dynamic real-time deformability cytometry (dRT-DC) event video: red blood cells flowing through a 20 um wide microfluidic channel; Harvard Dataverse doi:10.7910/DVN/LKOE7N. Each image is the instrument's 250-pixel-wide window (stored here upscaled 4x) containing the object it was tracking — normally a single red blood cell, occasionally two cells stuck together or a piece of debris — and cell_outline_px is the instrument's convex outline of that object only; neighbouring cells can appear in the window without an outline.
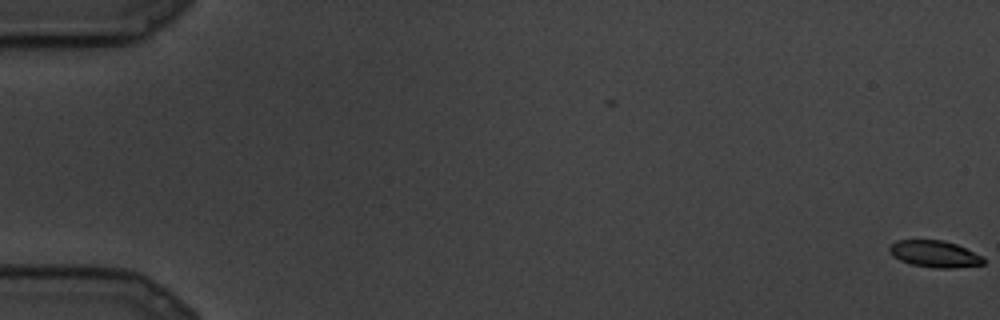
{"species": "common noctule bat (a hibernating species)", "species_latin": "Nyctalus noctula", "temperature_condition": "cold", "stored_images_in_passage": 3, "camera_frame_rate_fps": 3000, "um_per_image_px": 0.085, "animal": {"sex": "male", "body_mass_g": 19.5, "forearm_length_mm": 54.6}, "frame": {"image": 1, "passage_image": 3, "time_ms": 0.667, "image_size_px": [1000, 320], "cell_outline_px": [[984, 264], [956, 268], [932, 268], [912, 264], [900, 260], [892, 256], [888, 252], [888, 248], [896, 240], [944, 240], [956, 244], [984, 256]], "centroid_in_image_um": [79.45, 21.59], "position_along_channel_um": 5.6, "area_um2": 14.8}}